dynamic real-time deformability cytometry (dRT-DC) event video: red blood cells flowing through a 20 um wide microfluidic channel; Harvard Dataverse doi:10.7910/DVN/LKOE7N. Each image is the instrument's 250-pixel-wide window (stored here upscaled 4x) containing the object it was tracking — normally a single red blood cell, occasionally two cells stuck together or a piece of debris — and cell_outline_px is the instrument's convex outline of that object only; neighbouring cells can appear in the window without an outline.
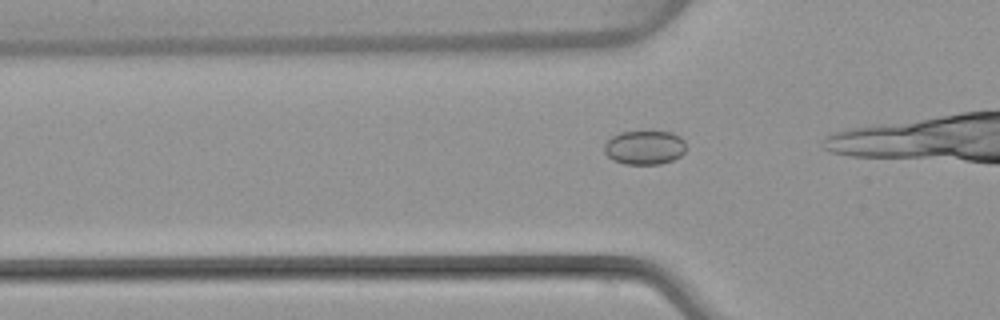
{"species": "common noctule bat (a hibernating species)", "species_latin": "Nyctalus noctula", "temperature_condition": "warm", "stored_images_in_passage": 16, "camera_frame_rate_fps": 3000, "um_per_image_px": 0.085, "animal": {"sex": "female", "body_mass_g": 22.7, "forearm_length_mm": 54.2}, "frame": {"image": 1, "passage_image": 12, "time_ms": 3.667, "image_size_px": [1000, 320], "cell_outline_px": [[684, 152], [680, 156], [672, 160], [660, 164], [624, 164], [612, 160], [604, 152], [604, 144], [612, 136], [620, 132], [672, 132], [680, 136], [684, 140]], "centroid_in_image_um": [54.77, 12.54], "position_along_channel_um": 71.0, "area_um2": 16.18}}